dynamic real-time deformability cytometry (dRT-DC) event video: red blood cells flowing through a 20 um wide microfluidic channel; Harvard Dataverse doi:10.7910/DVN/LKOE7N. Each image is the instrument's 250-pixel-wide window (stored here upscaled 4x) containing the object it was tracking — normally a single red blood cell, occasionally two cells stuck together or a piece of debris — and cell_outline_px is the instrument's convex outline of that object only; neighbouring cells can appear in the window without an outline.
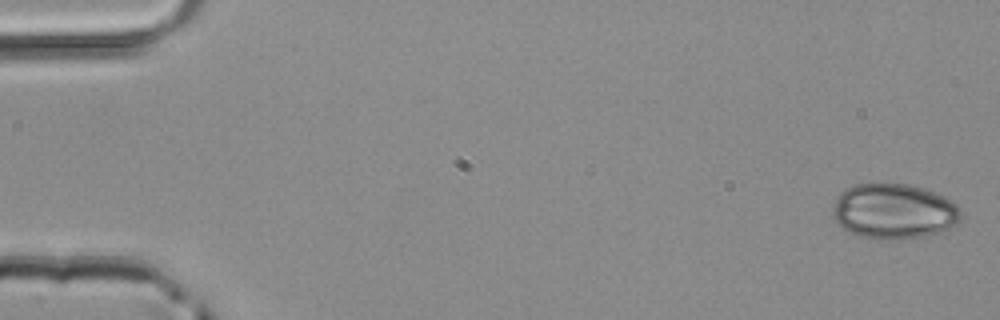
{"species": "common noctule bat (a hibernating species)", "species_latin": "Nyctalus noctula", "temperature_condition": "room temperature", "stored_images_in_passage": 47, "camera_frame_rate_fps": 3000, "um_per_image_px": 0.085, "animal": {"sex": "male", "body_mass_g": 20.4}, "frame": {"image": 1, "passage_image": 1, "time_ms": 0.0, "image_size_px": [1000, 320], "cell_outline_px": [[960, 220], [956, 224], [940, 232], [924, 236], [900, 240], [876, 240], [860, 236], [836, 224], [832, 216], [832, 212], [836, 200], [840, 192], [852, 184], [872, 180], [908, 184], [924, 188], [936, 192], [952, 200], [960, 208]], "centroid_in_image_um": [75.95, 17.92], "position_along_channel_um": 9.1, "area_um2": 42.48}}
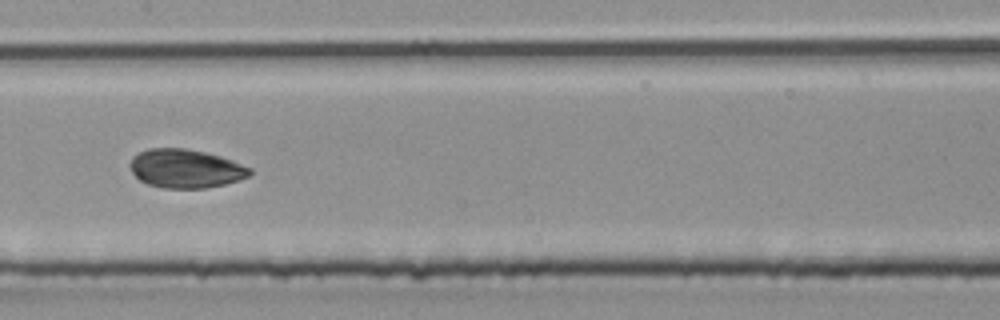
{"frame": {"image": 2, "passage_image": 24, "time_ms": 7.667, "image_size_px": [1000, 320], "cell_outline_px": [[252, 172], [248, 176], [240, 180], [224, 184], [204, 188], [164, 188], [148, 184], [140, 180], [132, 172], [128, 164], [132, 156], [148, 148], [184, 148], [204, 152], [220, 156], [232, 160], [252, 168]], "centroid_in_image_um": [15.76, 14.32], "position_along_channel_um": 191.6, "area_um2": 27.05}}
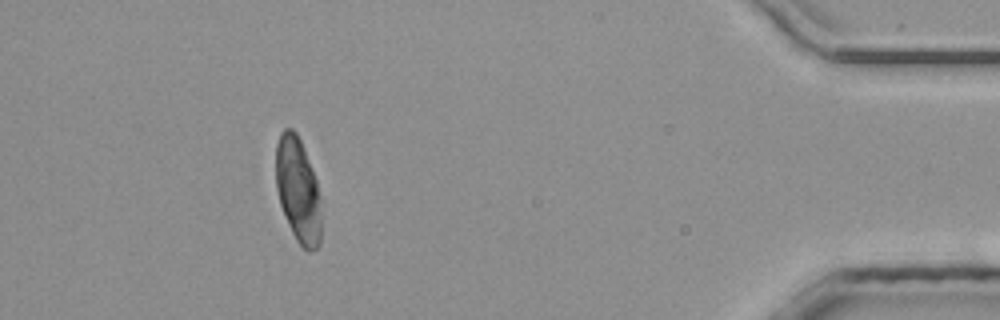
{"frame": {"image": 3, "passage_image": 43, "time_ms": 14.0, "image_size_px": [1000, 320], "cell_outline_px": [[320, 244], [312, 252], [308, 252], [296, 240], [288, 224], [280, 204], [276, 188], [276, 144], [280, 132], [284, 128], [292, 128], [296, 132], [304, 148], [316, 180], [320, 200]], "centroid_in_image_um": [25.31, 16.15], "position_along_channel_um": 409.9, "area_um2": 27.69}}